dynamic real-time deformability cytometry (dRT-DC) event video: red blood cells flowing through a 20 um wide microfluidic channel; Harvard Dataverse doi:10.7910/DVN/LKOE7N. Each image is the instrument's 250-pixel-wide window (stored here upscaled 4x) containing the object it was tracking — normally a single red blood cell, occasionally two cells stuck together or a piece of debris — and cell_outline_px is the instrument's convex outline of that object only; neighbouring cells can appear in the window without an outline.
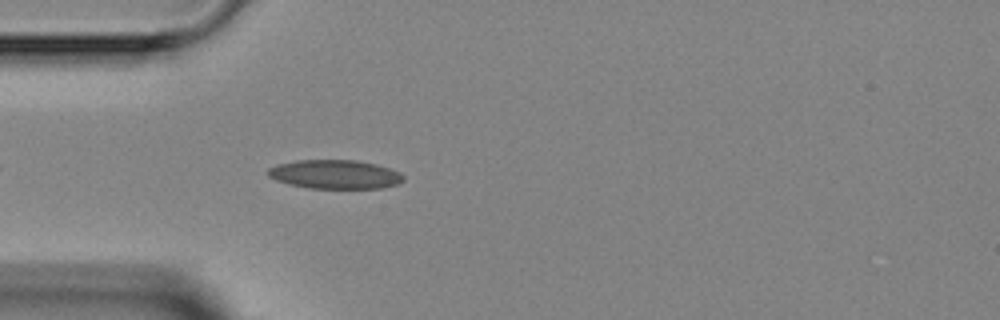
{"species": "Egyptian fruit bat (a non-hibernating species)", "species_latin": "Rousettus aegyptiacus", "temperature_condition": "room temperature", "stored_images_in_passage": 5, "camera_frame_rate_fps": 3000, "um_per_image_px": 0.085, "animal": {"sex": "female"}, "frame": {"image": 1, "passage_image": 5, "time_ms": 4.333, "image_size_px": [1000, 320], "cell_outline_px": [[404, 180], [400, 184], [380, 188], [308, 188], [288, 184], [276, 180], [268, 176], [268, 168], [276, 164], [296, 160], [356, 160], [376, 164], [400, 172], [404, 176]], "centroid_in_image_um": [28.47, 14.82], "position_along_channel_um": 56.5, "area_um2": 22.95}}